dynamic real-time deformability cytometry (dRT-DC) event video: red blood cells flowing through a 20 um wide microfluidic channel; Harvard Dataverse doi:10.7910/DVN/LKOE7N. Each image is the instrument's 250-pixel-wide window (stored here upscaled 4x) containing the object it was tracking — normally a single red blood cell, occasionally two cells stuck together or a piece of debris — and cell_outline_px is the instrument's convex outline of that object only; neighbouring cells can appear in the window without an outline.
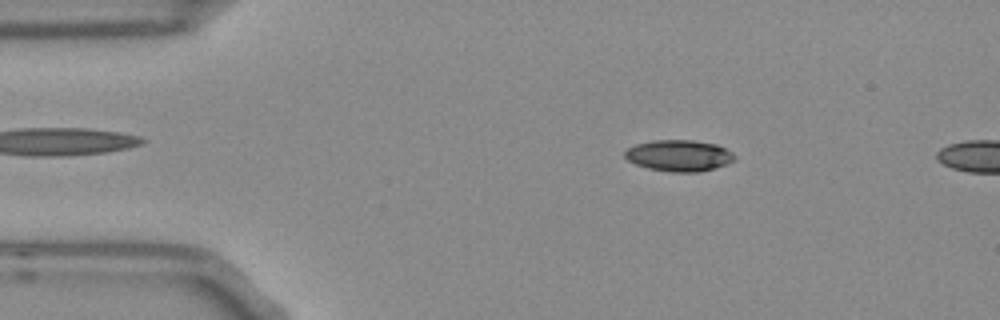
{"species": "Egyptian fruit bat (a non-hibernating species)", "species_latin": "Rousettus aegyptiacus", "temperature_condition": "room temperature", "stored_images_in_passage": 4, "camera_frame_rate_fps": 3000, "um_per_image_px": 0.085, "frame": {"image": 1, "passage_image": 1, "time_ms": 0.0, "image_size_px": [1000, 320], "cell_outline_px": [[736, 160], [728, 164], [700, 172], [672, 172], [648, 168], [636, 164], [628, 160], [624, 156], [624, 152], [628, 148], [636, 144], [652, 140], [692, 140], [716, 144], [732, 152], [736, 156]], "centroid_in_image_um": [57.73, 13.22], "position_along_channel_um": 27.3, "area_um2": 20.11}}